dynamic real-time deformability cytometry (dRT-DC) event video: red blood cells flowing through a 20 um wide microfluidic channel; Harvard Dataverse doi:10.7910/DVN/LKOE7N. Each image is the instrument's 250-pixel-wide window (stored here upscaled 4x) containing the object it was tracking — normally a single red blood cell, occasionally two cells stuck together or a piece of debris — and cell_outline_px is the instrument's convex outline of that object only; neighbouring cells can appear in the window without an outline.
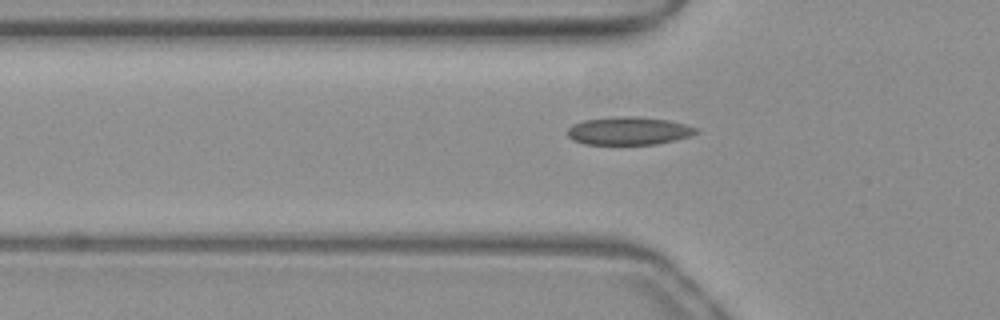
{"species": "common noctule bat (a hibernating species)", "species_latin": "Nyctalus noctula", "temperature_condition": "warm", "stored_images_in_passage": 37, "camera_frame_rate_fps": 3000, "um_per_image_px": 0.085, "animal": {"sex": "female", "body_mass_g": 19.3, "forearm_length_mm": 54.1}, "frame": {"image": 1, "passage_image": 10, "time_ms": 3.0, "image_size_px": [1000, 320], "cell_outline_px": [[700, 132], [688, 136], [656, 144], [584, 144], [572, 140], [568, 136], [568, 128], [572, 124], [584, 120], [616, 116], [636, 116], [668, 120], [700, 128]], "centroid_in_image_um": [53.43, 11.11], "position_along_channel_um": 72.4, "area_um2": 20.98}}
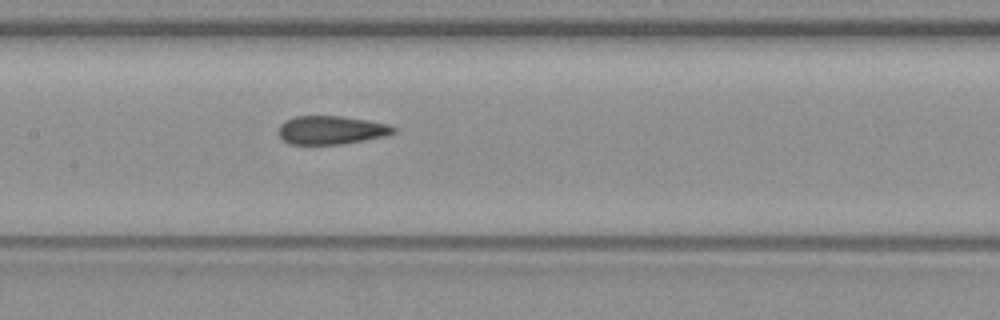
{"frame": {"image": 2, "passage_image": 18, "time_ms": 5.667, "image_size_px": [1000, 320], "cell_outline_px": [[396, 132], [384, 136], [344, 144], [292, 144], [284, 140], [280, 136], [280, 124], [284, 120], [296, 116], [340, 116], [368, 120], [388, 124], [396, 128]], "centroid_in_image_um": [28.17, 11.05], "position_along_channel_um": 179.2, "area_um2": 18.96}}
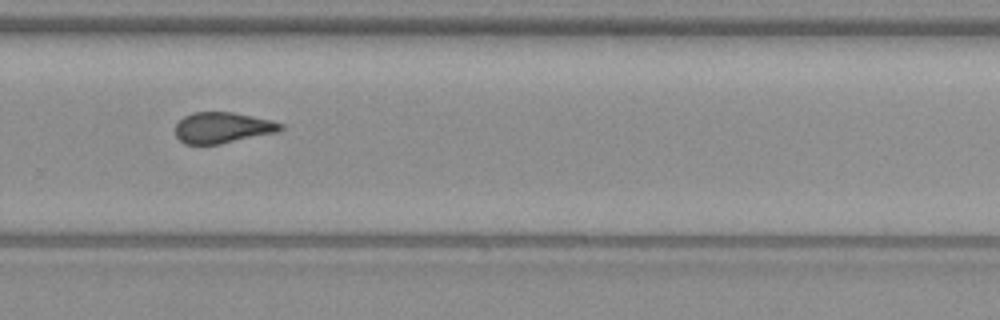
{"frame": {"image": 3, "passage_image": 28, "time_ms": 9.0, "image_size_px": [1000, 320], "cell_outline_px": [[284, 128], [280, 132], [220, 144], [184, 144], [176, 136], [176, 124], [184, 116], [192, 112], [232, 112], [272, 120], [284, 124]], "centroid_in_image_um": [18.96, 10.85], "position_along_channel_um": 310.8, "area_um2": 19.13}, "authors_computed_cell_mechanics": {"area_um2": 19.652, "velocity_mm_per_s": 3.9665, "shape_relaxation_time_tau1_ms": null, "shape_relaxation_time_tau2_ms": 2.1864, "deformation_change_tau1": null, "deformation_change_tau2": 0.1026}}